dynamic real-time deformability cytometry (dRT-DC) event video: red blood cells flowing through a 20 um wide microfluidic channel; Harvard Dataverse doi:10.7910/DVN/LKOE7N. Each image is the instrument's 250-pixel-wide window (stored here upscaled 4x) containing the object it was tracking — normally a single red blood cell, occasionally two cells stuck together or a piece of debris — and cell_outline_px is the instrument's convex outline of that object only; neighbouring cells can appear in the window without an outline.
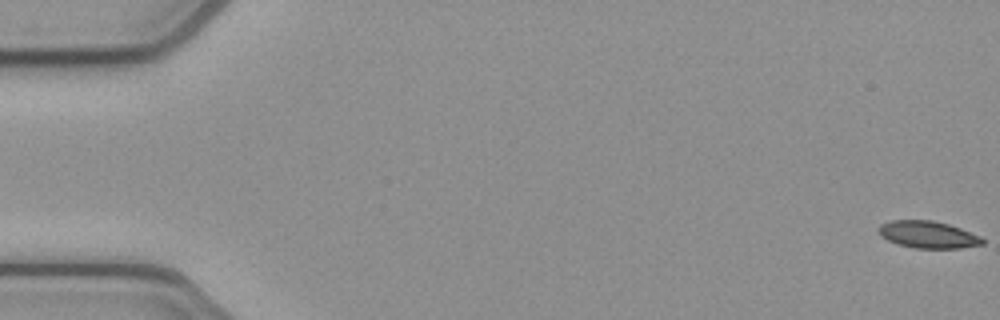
{"species": "common noctule bat (a hibernating species)", "species_latin": "Nyctalus noctula", "temperature_condition": "cold", "stored_images_in_passage": 14, "camera_frame_rate_fps": 3000, "um_per_image_px": 0.085, "animal": {"sex": "female", "body_mass_g": 21.9}, "frame": {"image": 1, "passage_image": 1, "time_ms": 0.0, "image_size_px": [1000, 320], "cell_outline_px": [[984, 244], [960, 248], [912, 248], [896, 244], [880, 236], [876, 228], [880, 224], [888, 220], [932, 220], [948, 224], [960, 228], [980, 236], [984, 240]], "centroid_in_image_um": [78.82, 19.94], "position_along_channel_um": 6.2, "area_um2": 16.59}}